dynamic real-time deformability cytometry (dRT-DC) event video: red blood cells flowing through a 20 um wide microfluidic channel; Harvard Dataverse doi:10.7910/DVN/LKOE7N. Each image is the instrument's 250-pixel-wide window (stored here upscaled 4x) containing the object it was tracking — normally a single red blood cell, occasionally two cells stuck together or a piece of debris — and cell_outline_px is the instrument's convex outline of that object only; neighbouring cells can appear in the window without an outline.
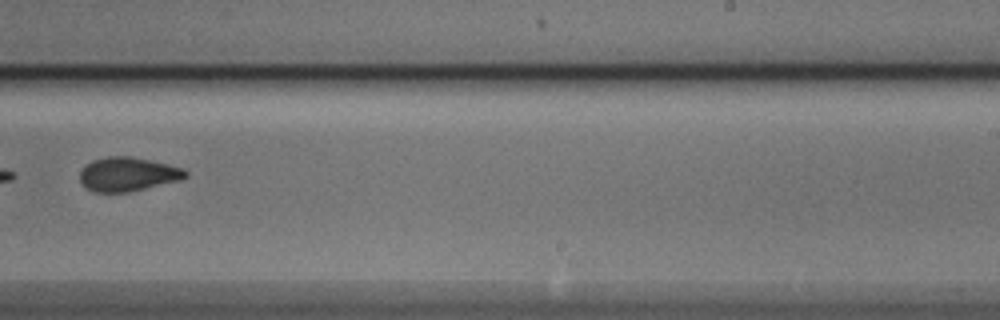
{"species": "Egyptian fruit bat (a non-hibernating species)", "species_latin": "Rousettus aegyptiacus", "temperature_condition": "cold", "stored_images_in_passage": 11, "camera_frame_rate_fps": 3000, "um_per_image_px": 0.085, "animal": {"sex": "male"}, "frame": {"image": 1, "passage_image": 11, "time_ms": 12.333, "image_size_px": [1000, 320], "cell_outline_px": [[188, 176], [180, 180], [128, 192], [92, 192], [84, 188], [80, 184], [80, 172], [92, 160], [108, 156], [128, 156], [168, 164], [184, 168], [188, 172]], "centroid_in_image_um": [10.85, 14.82], "position_along_channel_um": 278.2, "area_um2": 20.92}}